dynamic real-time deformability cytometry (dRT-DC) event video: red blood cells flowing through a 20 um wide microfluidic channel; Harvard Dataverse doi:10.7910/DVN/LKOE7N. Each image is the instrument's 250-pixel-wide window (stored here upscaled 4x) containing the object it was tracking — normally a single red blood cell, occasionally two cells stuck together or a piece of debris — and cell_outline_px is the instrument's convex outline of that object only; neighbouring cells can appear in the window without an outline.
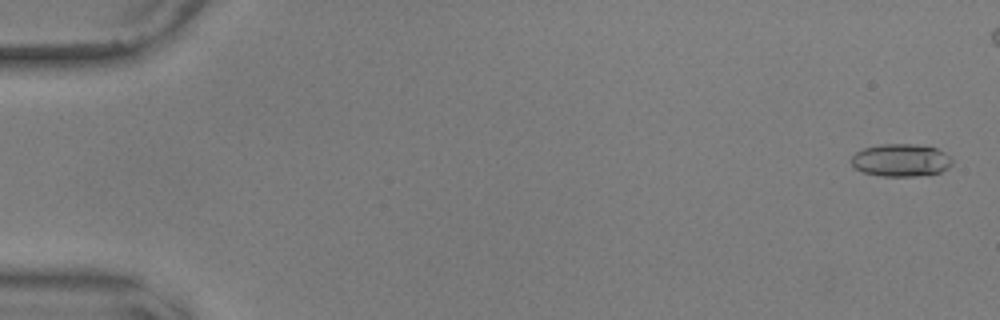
{"species": "common noctule bat (a hibernating species)", "species_latin": "Nyctalus noctula", "temperature_condition": "warm", "stored_images_in_passage": 50, "camera_frame_rate_fps": 3000, "um_per_image_px": 0.085, "animal": {"sex": "male", "body_mass_g": 17.9, "forearm_length_mm": 54.2}, "frame": {"image": 1, "passage_image": 1, "time_ms": 0.0, "image_size_px": [1000, 320], "cell_outline_px": [[952, 164], [948, 168], [940, 172], [916, 176], [880, 176], [864, 172], [852, 168], [852, 156], [856, 152], [864, 148], [880, 144], [916, 144], [936, 148], [944, 152], [952, 160]], "centroid_in_image_um": [76.56, 13.62], "position_along_channel_um": 8.4, "area_um2": 19.19}}
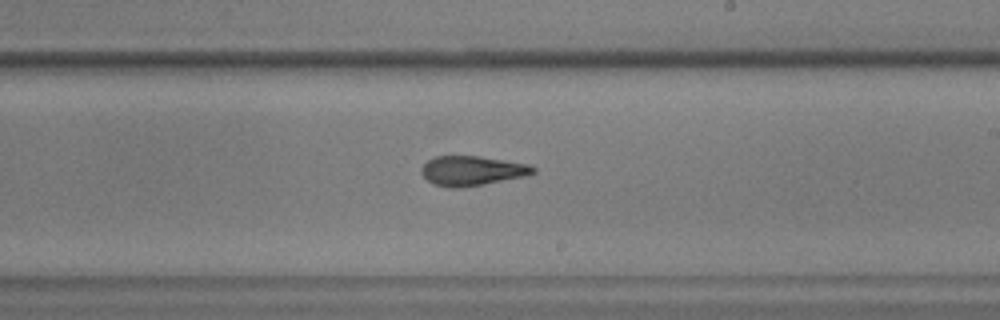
{"frame": {"image": 2, "passage_image": 33, "time_ms": 10.667, "image_size_px": [1000, 320], "cell_outline_px": [[536, 172], [524, 176], [484, 184], [460, 188], [448, 188], [432, 184], [420, 172], [420, 168], [428, 160], [436, 156], [480, 156], [528, 164], [536, 168]], "centroid_in_image_um": [40.09, 14.52], "position_along_channel_um": 248.9, "area_um2": 19.31}}
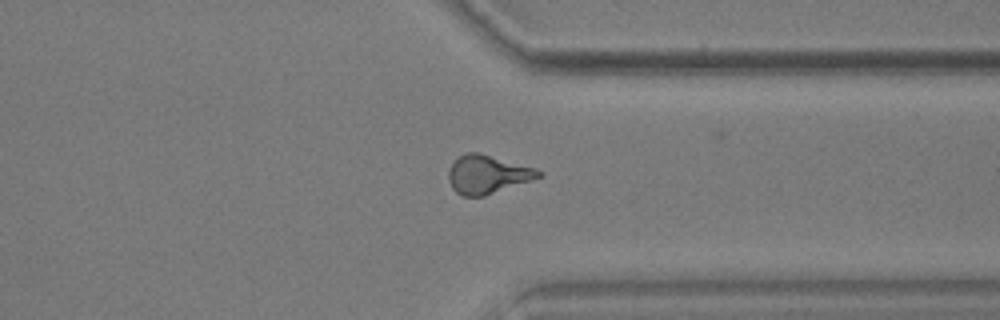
{"frame": {"image": 3, "passage_image": 43, "time_ms": 14.0, "image_size_px": [1000, 320], "cell_outline_px": [[544, 176], [484, 196], [460, 196], [452, 188], [448, 180], [448, 168], [460, 156], [468, 152], [480, 152], [536, 168], [544, 172]], "centroid_in_image_um": [41.45, 14.82], "position_along_channel_um": 369.9, "area_um2": 20.35}}